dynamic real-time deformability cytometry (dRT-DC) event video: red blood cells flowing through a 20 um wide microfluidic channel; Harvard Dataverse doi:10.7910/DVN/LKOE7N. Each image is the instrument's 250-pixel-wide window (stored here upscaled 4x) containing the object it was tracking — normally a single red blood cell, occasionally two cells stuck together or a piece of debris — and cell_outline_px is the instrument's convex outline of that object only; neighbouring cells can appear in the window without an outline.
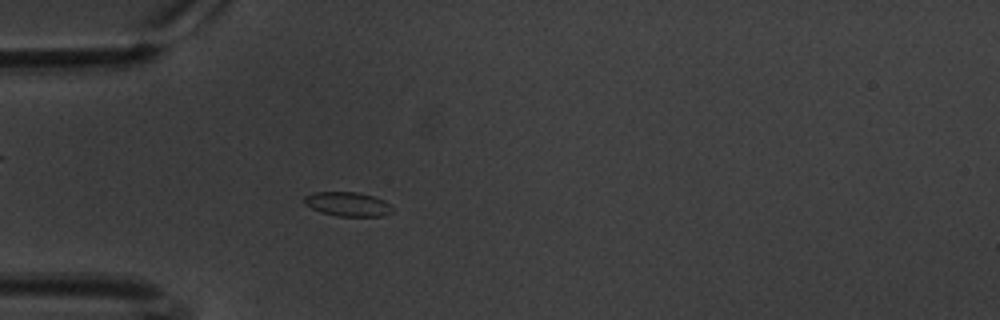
{"species": "common noctule bat (a hibernating species)", "species_latin": "Nyctalus noctula", "temperature_condition": "warm", "stored_images_in_passage": 61, "camera_frame_rate_fps": 3000, "um_per_image_px": 0.085, "animal": {"sex": "male", "body_mass_g": 20.1, "forearm_length_mm": 53.5}, "frame": {"image": 1, "passage_image": 18, "time_ms": 5.667, "image_size_px": [1000, 320], "cell_outline_px": [[396, 208], [392, 212], [384, 216], [336, 216], [320, 212], [304, 204], [304, 196], [312, 192], [356, 192], [372, 196], [384, 200], [392, 204]], "centroid_in_image_um": [29.59, 17.35], "position_along_channel_um": 55.4, "area_um2": 12.66}}
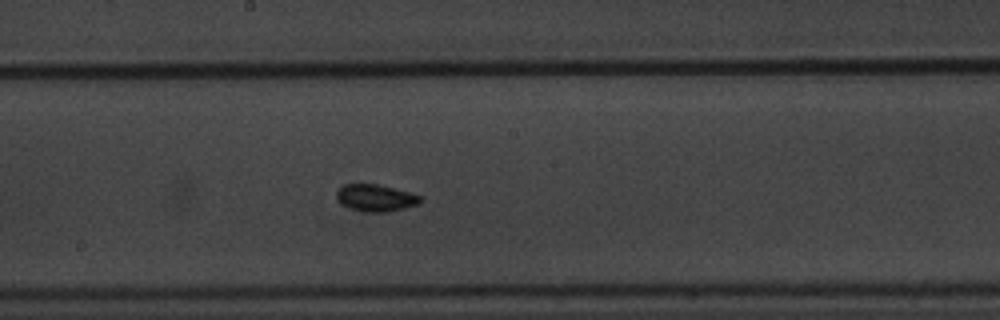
{"frame": {"image": 2, "passage_image": 33, "time_ms": 10.667, "image_size_px": [1000, 320], "cell_outline_px": [[424, 196], [420, 204], [388, 212], [360, 212], [348, 208], [340, 204], [336, 200], [336, 192], [344, 184], [376, 184]], "centroid_in_image_um": [31.91, 16.84], "position_along_channel_um": 216.3, "area_um2": 13.41}}
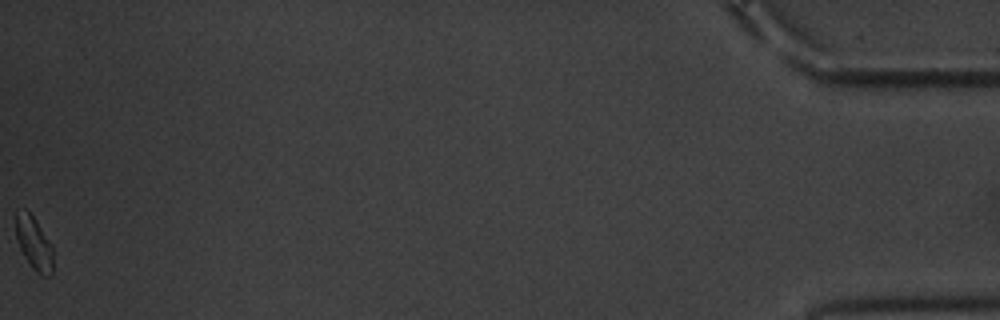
{"frame": {"image": 3, "passage_image": 61, "time_ms": 20.0, "image_size_px": [1000, 320], "cell_outline_px": [[52, 276], [44, 276], [36, 272], [32, 268], [24, 256], [16, 240], [16, 208], [24, 208], [36, 220], [52, 244]], "centroid_in_image_um": [2.87, 20.65], "position_along_channel_um": 432.3, "area_um2": 11.68}, "authors_computed_cell_mechanics": {"area_um2": 12.6582, "velocity_mm_per_s": 3.3455, "shape_relaxation_time_tau1_ms": null, "shape_relaxation_time_tau2_ms": 2.1679, "deformation_change_tau1": null, "deformation_change_tau2": 0.0602}}